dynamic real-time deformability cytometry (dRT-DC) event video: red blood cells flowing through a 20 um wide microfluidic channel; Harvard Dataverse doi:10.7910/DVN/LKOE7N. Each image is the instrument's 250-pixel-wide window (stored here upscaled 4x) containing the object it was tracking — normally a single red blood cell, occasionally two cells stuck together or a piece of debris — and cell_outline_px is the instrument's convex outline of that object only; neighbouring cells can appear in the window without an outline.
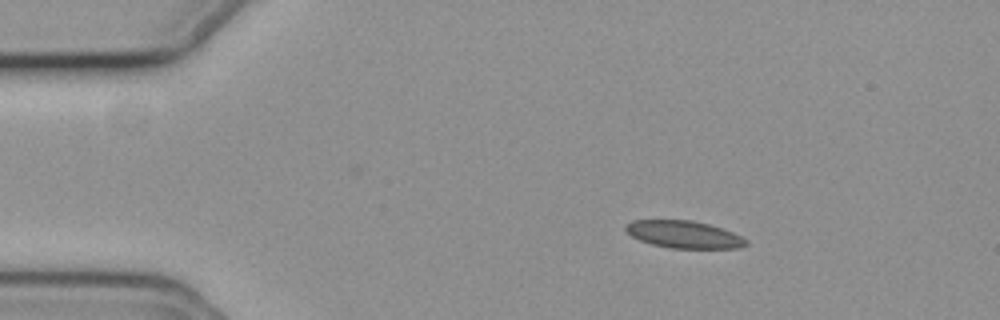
{"species": "common noctule bat (a hibernating species)", "species_latin": "Nyctalus noctula", "temperature_condition": "cold", "stored_images_in_passage": 48, "camera_frame_rate_fps": 3000, "um_per_image_px": 0.085, "animal": {"sex": "female", "body_mass_g": 19.3, "forearm_length_mm": 54.1}, "frame": {"image": 1, "passage_image": 1, "time_ms": 0.0, "image_size_px": [1000, 320], "cell_outline_px": [[748, 244], [740, 248], [668, 248], [652, 244], [640, 240], [632, 236], [624, 228], [624, 224], [632, 220], [692, 220], [724, 228], [748, 240]], "centroid_in_image_um": [58.13, 19.92], "position_along_channel_um": 26.9, "area_um2": 19.25}}
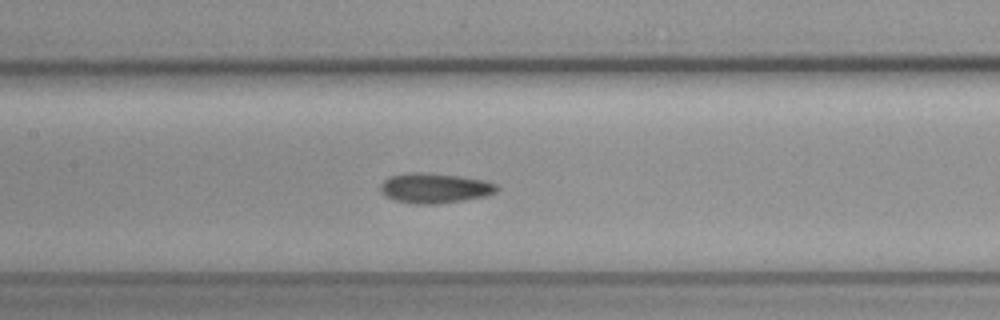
{"frame": {"image": 2, "passage_image": 18, "time_ms": 5.667, "image_size_px": [1000, 320], "cell_outline_px": [[500, 188], [496, 192], [484, 196], [436, 204], [412, 204], [396, 200], [384, 196], [380, 192], [380, 184], [388, 176], [408, 172], [420, 172], [460, 176], [484, 180], [496, 184]], "centroid_in_image_um": [36.9, 15.98], "position_along_channel_um": 170.5, "area_um2": 20.4}}
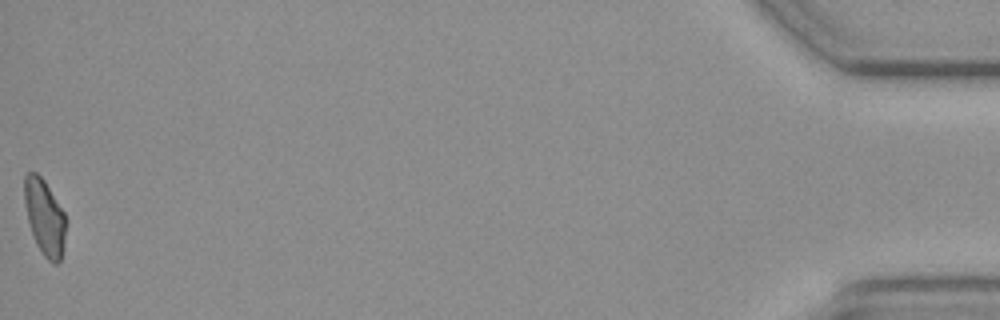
{"frame": {"image": 3, "passage_image": 48, "time_ms": 15.667, "image_size_px": [1000, 320], "cell_outline_px": [[64, 248], [60, 260], [56, 264], [48, 260], [44, 256], [36, 244], [28, 220], [24, 200], [24, 176], [28, 172], [36, 172], [44, 180], [64, 212]], "centroid_in_image_um": [3.77, 18.45], "position_along_channel_um": 431.4, "area_um2": 17.98}, "authors_computed_cell_mechanics": {"area_um2": 19.3341, "velocity_mm_per_s": 3.6846, "shape_relaxation_time_tau1_ms": null, "shape_relaxation_time_tau2_ms": 5.5141, "deformation_change_tau1": null, "deformation_change_tau2": 0.0915}}